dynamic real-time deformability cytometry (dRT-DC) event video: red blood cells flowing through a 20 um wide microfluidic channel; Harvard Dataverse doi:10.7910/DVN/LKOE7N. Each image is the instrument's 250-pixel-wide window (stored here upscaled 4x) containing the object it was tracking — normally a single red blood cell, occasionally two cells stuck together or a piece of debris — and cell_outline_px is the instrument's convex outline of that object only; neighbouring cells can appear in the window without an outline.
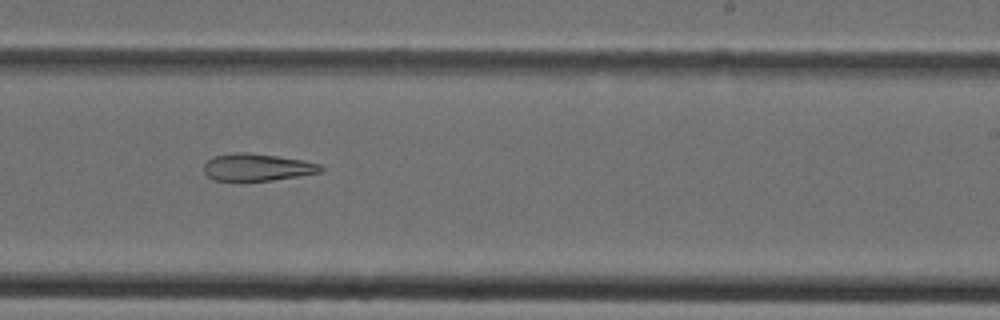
{"species": "Egyptian fruit bat (a non-hibernating species)", "species_latin": "Rousettus aegyptiacus", "temperature_condition": "cold", "stored_images_in_passage": 28, "camera_frame_rate_fps": 3000, "um_per_image_px": 0.085, "animal": {"sex": "female"}, "frame": {"image": 1, "passage_image": 13, "time_ms": 4.0, "image_size_px": [1000, 320], "cell_outline_px": [[324, 168], [320, 172], [272, 180], [212, 180], [204, 172], [204, 164], [212, 156], [236, 152], [248, 152], [304, 160], [320, 164]], "centroid_in_image_um": [21.83, 14.2], "position_along_channel_um": 267.2, "area_um2": 18.38}}